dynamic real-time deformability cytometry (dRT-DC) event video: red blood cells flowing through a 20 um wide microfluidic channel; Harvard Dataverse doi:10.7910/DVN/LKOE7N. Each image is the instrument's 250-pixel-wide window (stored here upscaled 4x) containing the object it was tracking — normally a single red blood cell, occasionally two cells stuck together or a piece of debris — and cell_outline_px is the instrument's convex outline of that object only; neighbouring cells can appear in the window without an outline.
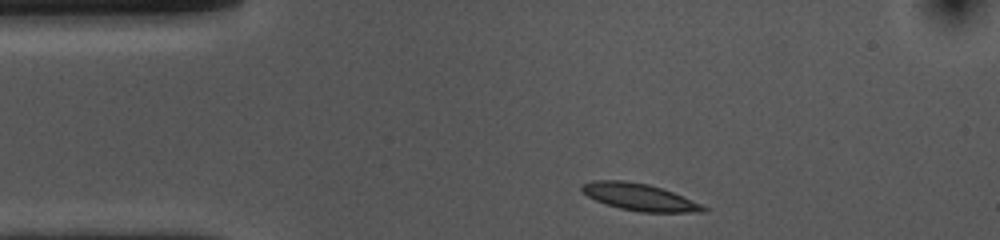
{"species": "common noctule bat (a hibernating species)", "species_latin": "Nyctalus noctula", "temperature_condition": "cold", "stored_images_in_passage": 35, "camera_frame_rate_fps": 3000, "um_per_image_px": 0.085, "animal": {"sex": "female", "body_mass_g": 10.0, "forearm_length_mm": 53.1}, "frame": {"image": 1, "passage_image": 1, "time_ms": 0.0, "image_size_px": [1000, 240], "cell_outline_px": [[708, 208], [704, 212], [640, 212], [620, 208], [604, 204], [580, 192], [580, 184], [592, 180], [624, 180], [648, 184], [672, 192], [704, 204]], "centroid_in_image_um": [54.32, 16.74], "position_along_channel_um": 30.7, "area_um2": 19.31}}
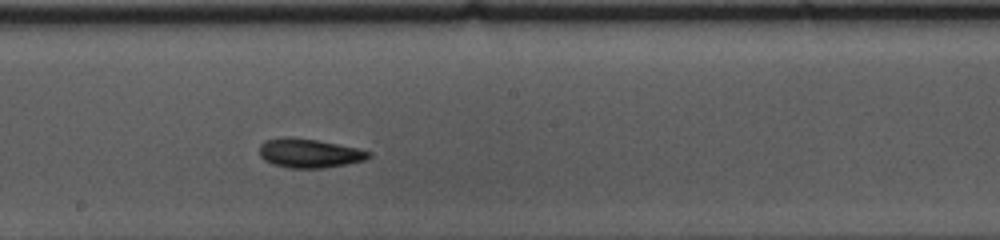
{"frame": {"image": 2, "passage_image": 20, "time_ms": 6.333, "image_size_px": [1000, 240], "cell_outline_px": [[372, 156], [364, 160], [348, 164], [324, 168], [288, 168], [272, 164], [264, 160], [260, 156], [260, 144], [264, 140], [316, 140], [356, 148], [372, 152]], "centroid_in_image_um": [26.34, 13.08], "position_along_channel_um": 221.9, "area_um2": 17.8}}
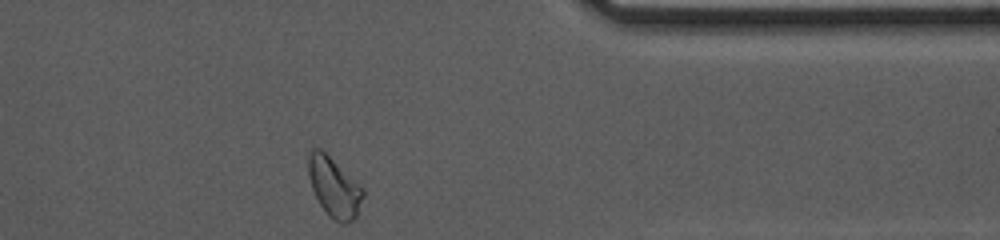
{"frame": {"image": 3, "passage_image": 35, "time_ms": 11.333, "image_size_px": [1000, 240], "cell_outline_px": [[364, 196], [356, 216], [348, 224], [340, 224], [332, 220], [328, 216], [320, 204], [312, 188], [308, 176], [308, 152], [312, 148], [320, 148], [364, 188]], "centroid_in_image_um": [28.4, 15.93], "position_along_channel_um": 383.0, "area_um2": 19.13}, "authors_computed_cell_mechanics": {"area_um2": 18.3226, "velocity_mm_per_s": 3.586, "shape_relaxation_time_tau1_ms": 3.1996, "shape_relaxation_time_tau2_ms": 3.127, "deformation_change_tau1": 0.105, "deformation_change_tau2": 0.0797}}